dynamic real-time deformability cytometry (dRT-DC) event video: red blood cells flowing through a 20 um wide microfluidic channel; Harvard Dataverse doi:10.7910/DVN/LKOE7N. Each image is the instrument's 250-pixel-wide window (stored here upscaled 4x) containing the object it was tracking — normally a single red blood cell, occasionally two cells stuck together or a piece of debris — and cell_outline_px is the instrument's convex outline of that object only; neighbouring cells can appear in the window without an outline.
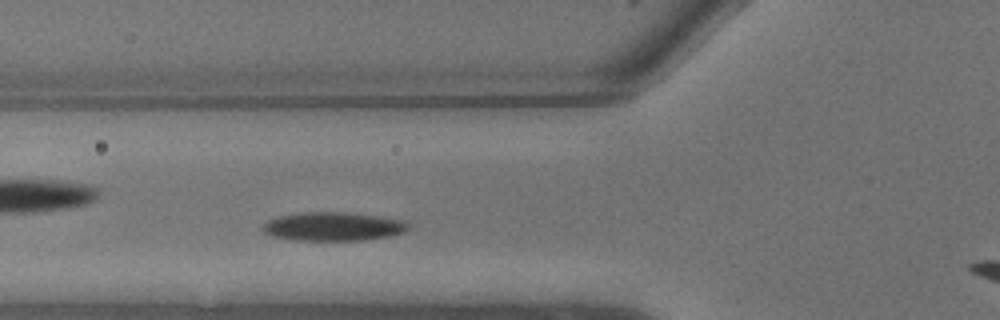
{"species": "common noctule bat (a hibernating species)", "species_latin": "Nyctalus noctula", "temperature_condition": "warm", "stored_images_in_passage": 4, "camera_frame_rate_fps": 3000, "um_per_image_px": 0.085, "animal": {"sex": "male", "body_mass_g": 13.3}, "frame": {"image": 1, "passage_image": 4, "time_ms": 1.0, "image_size_px": [1000, 320], "cell_outline_px": [[408, 228], [404, 232], [388, 236], [364, 240], [296, 240], [272, 236], [264, 232], [260, 228], [268, 220], [280, 216], [300, 212], [344, 212], [400, 220], [408, 224]], "centroid_in_image_um": [28.24, 19.26], "position_along_channel_um": 97.6, "area_um2": 23.93}}